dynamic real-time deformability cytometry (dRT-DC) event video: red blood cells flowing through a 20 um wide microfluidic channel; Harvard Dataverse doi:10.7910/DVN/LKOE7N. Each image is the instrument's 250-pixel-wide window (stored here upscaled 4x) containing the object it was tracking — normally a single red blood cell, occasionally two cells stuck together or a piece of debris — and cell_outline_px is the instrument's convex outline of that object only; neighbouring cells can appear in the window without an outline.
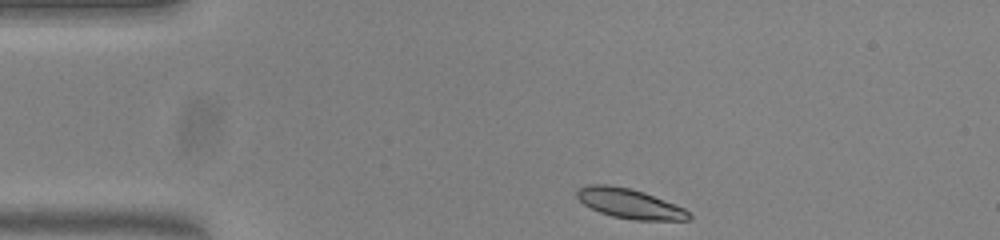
{"species": "common noctule bat (a hibernating species)", "species_latin": "Nyctalus noctula", "temperature_condition": "warm", "stored_images_in_passage": 37, "camera_frame_rate_fps": 3000, "um_per_image_px": 0.085, "animal": {"sex": "female", "body_mass_g": 23.0, "forearm_length_mm": 53.4}, "frame": {"image": 1, "passage_image": 1, "time_ms": 0.0, "image_size_px": [1000, 240], "cell_outline_px": [[692, 220], [632, 220], [612, 216], [600, 212], [584, 204], [576, 196], [576, 192], [580, 188], [588, 184], [608, 184], [628, 188], [644, 192], [684, 208], [692, 216]], "centroid_in_image_um": [53.52, 17.31], "position_along_channel_um": 31.5, "area_um2": 19.31}}
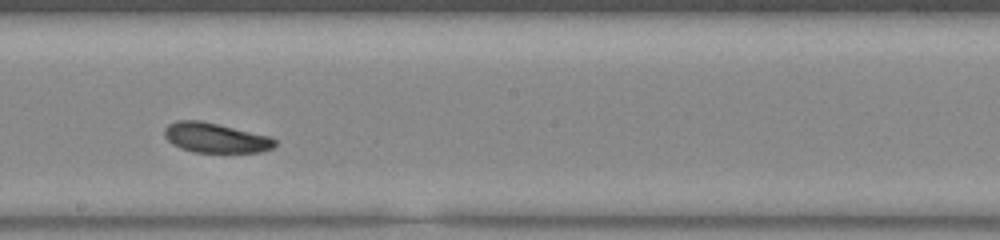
{"frame": {"image": 2, "passage_image": 21, "time_ms": 6.667, "image_size_px": [1000, 240], "cell_outline_px": [[276, 144], [272, 148], [264, 152], [192, 152], [180, 148], [172, 144], [164, 136], [164, 128], [168, 124], [176, 120], [200, 120], [268, 136], [276, 140]], "centroid_in_image_um": [18.27, 11.72], "position_along_channel_um": 229.9, "area_um2": 19.13}}
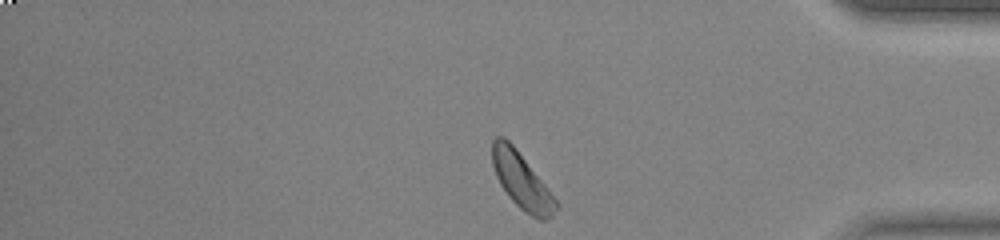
{"frame": {"image": 3, "passage_image": 36, "time_ms": 11.667, "image_size_px": [1000, 240], "cell_outline_px": [[560, 204], [552, 216], [544, 220], [540, 220], [524, 212], [508, 196], [500, 184], [496, 176], [492, 164], [492, 140], [496, 136], [504, 136], [516, 148]], "centroid_in_image_um": [44.33, 15.37], "position_along_channel_um": 390.9, "area_um2": 20.63}, "authors_computed_cell_mechanics": {"area_um2": 19.652, "velocity_mm_per_s": 3.7342, "shape_relaxation_time_tau1_ms": 2.247, "shape_relaxation_time_tau2_ms": null, "deformation_change_tau1": 0.1014, "deformation_change_tau2": null}}